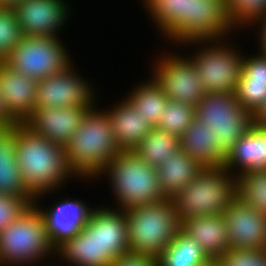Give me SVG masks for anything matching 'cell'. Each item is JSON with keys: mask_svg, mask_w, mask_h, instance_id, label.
<instances>
[{"mask_svg": "<svg viewBox=\"0 0 266 266\" xmlns=\"http://www.w3.org/2000/svg\"><path fill=\"white\" fill-rule=\"evenodd\" d=\"M13 128L18 136L16 153L26 190L35 197L60 186L71 173L65 147L33 133L22 122Z\"/></svg>", "mask_w": 266, "mask_h": 266, "instance_id": "1", "label": "cell"}, {"mask_svg": "<svg viewBox=\"0 0 266 266\" xmlns=\"http://www.w3.org/2000/svg\"><path fill=\"white\" fill-rule=\"evenodd\" d=\"M120 151L108 113L89 109L65 146L66 163L74 175L93 176L102 173Z\"/></svg>", "mask_w": 266, "mask_h": 266, "instance_id": "2", "label": "cell"}, {"mask_svg": "<svg viewBox=\"0 0 266 266\" xmlns=\"http://www.w3.org/2000/svg\"><path fill=\"white\" fill-rule=\"evenodd\" d=\"M130 251L158 258L181 230L171 198L123 210Z\"/></svg>", "mask_w": 266, "mask_h": 266, "instance_id": "3", "label": "cell"}, {"mask_svg": "<svg viewBox=\"0 0 266 266\" xmlns=\"http://www.w3.org/2000/svg\"><path fill=\"white\" fill-rule=\"evenodd\" d=\"M228 170L203 168L171 199L180 222L196 216L221 215L236 198V181Z\"/></svg>", "mask_w": 266, "mask_h": 266, "instance_id": "4", "label": "cell"}, {"mask_svg": "<svg viewBox=\"0 0 266 266\" xmlns=\"http://www.w3.org/2000/svg\"><path fill=\"white\" fill-rule=\"evenodd\" d=\"M105 170L110 174L113 191L115 189L122 210L166 198L161 190L157 168L151 167L134 151H120L102 172Z\"/></svg>", "mask_w": 266, "mask_h": 266, "instance_id": "5", "label": "cell"}, {"mask_svg": "<svg viewBox=\"0 0 266 266\" xmlns=\"http://www.w3.org/2000/svg\"><path fill=\"white\" fill-rule=\"evenodd\" d=\"M195 116L226 156L254 123V114L241 106L233 92L205 93Z\"/></svg>", "mask_w": 266, "mask_h": 266, "instance_id": "6", "label": "cell"}, {"mask_svg": "<svg viewBox=\"0 0 266 266\" xmlns=\"http://www.w3.org/2000/svg\"><path fill=\"white\" fill-rule=\"evenodd\" d=\"M35 203L0 232V264H25L42 258L52 248L45 217ZM30 261V262H29Z\"/></svg>", "mask_w": 266, "mask_h": 266, "instance_id": "7", "label": "cell"}, {"mask_svg": "<svg viewBox=\"0 0 266 266\" xmlns=\"http://www.w3.org/2000/svg\"><path fill=\"white\" fill-rule=\"evenodd\" d=\"M3 62L18 73L39 81L62 72L70 60L56 37L23 36Z\"/></svg>", "mask_w": 266, "mask_h": 266, "instance_id": "8", "label": "cell"}, {"mask_svg": "<svg viewBox=\"0 0 266 266\" xmlns=\"http://www.w3.org/2000/svg\"><path fill=\"white\" fill-rule=\"evenodd\" d=\"M215 47L200 51L191 61L206 93H235L243 58L230 48Z\"/></svg>", "mask_w": 266, "mask_h": 266, "instance_id": "9", "label": "cell"}, {"mask_svg": "<svg viewBox=\"0 0 266 266\" xmlns=\"http://www.w3.org/2000/svg\"><path fill=\"white\" fill-rule=\"evenodd\" d=\"M224 0H189L188 18L170 35L176 41H206L231 29Z\"/></svg>", "mask_w": 266, "mask_h": 266, "instance_id": "10", "label": "cell"}, {"mask_svg": "<svg viewBox=\"0 0 266 266\" xmlns=\"http://www.w3.org/2000/svg\"><path fill=\"white\" fill-rule=\"evenodd\" d=\"M159 64L154 79L162 87L168 100L196 107L206 92L191 59L168 56Z\"/></svg>", "mask_w": 266, "mask_h": 266, "instance_id": "11", "label": "cell"}, {"mask_svg": "<svg viewBox=\"0 0 266 266\" xmlns=\"http://www.w3.org/2000/svg\"><path fill=\"white\" fill-rule=\"evenodd\" d=\"M70 67L38 81L35 108H93L91 88Z\"/></svg>", "mask_w": 266, "mask_h": 266, "instance_id": "12", "label": "cell"}, {"mask_svg": "<svg viewBox=\"0 0 266 266\" xmlns=\"http://www.w3.org/2000/svg\"><path fill=\"white\" fill-rule=\"evenodd\" d=\"M231 249L266 250V216L237 197L223 213Z\"/></svg>", "mask_w": 266, "mask_h": 266, "instance_id": "13", "label": "cell"}, {"mask_svg": "<svg viewBox=\"0 0 266 266\" xmlns=\"http://www.w3.org/2000/svg\"><path fill=\"white\" fill-rule=\"evenodd\" d=\"M89 109L93 108H34L22 123L33 133L65 147Z\"/></svg>", "mask_w": 266, "mask_h": 266, "instance_id": "14", "label": "cell"}, {"mask_svg": "<svg viewBox=\"0 0 266 266\" xmlns=\"http://www.w3.org/2000/svg\"><path fill=\"white\" fill-rule=\"evenodd\" d=\"M13 10L23 36L29 37H57L68 12L62 0H24Z\"/></svg>", "mask_w": 266, "mask_h": 266, "instance_id": "15", "label": "cell"}, {"mask_svg": "<svg viewBox=\"0 0 266 266\" xmlns=\"http://www.w3.org/2000/svg\"><path fill=\"white\" fill-rule=\"evenodd\" d=\"M120 211L108 208L95 209L90 212L87 222L83 226L96 238L101 248L106 250L113 260L130 251L127 219L124 211L121 209Z\"/></svg>", "mask_w": 266, "mask_h": 266, "instance_id": "16", "label": "cell"}, {"mask_svg": "<svg viewBox=\"0 0 266 266\" xmlns=\"http://www.w3.org/2000/svg\"><path fill=\"white\" fill-rule=\"evenodd\" d=\"M37 85V80L0 61V92L6 109L17 122H22L34 111Z\"/></svg>", "mask_w": 266, "mask_h": 266, "instance_id": "17", "label": "cell"}, {"mask_svg": "<svg viewBox=\"0 0 266 266\" xmlns=\"http://www.w3.org/2000/svg\"><path fill=\"white\" fill-rule=\"evenodd\" d=\"M181 231L193 239L211 260H217L231 249L223 214L188 218L181 222Z\"/></svg>", "mask_w": 266, "mask_h": 266, "instance_id": "18", "label": "cell"}, {"mask_svg": "<svg viewBox=\"0 0 266 266\" xmlns=\"http://www.w3.org/2000/svg\"><path fill=\"white\" fill-rule=\"evenodd\" d=\"M241 167V174L250 171H266V125L254 122L227 154L223 167ZM239 164V165H238Z\"/></svg>", "mask_w": 266, "mask_h": 266, "instance_id": "19", "label": "cell"}, {"mask_svg": "<svg viewBox=\"0 0 266 266\" xmlns=\"http://www.w3.org/2000/svg\"><path fill=\"white\" fill-rule=\"evenodd\" d=\"M87 209L81 201L68 200L53 207L49 212L41 211L45 217L51 244L55 248L82 229L91 212V209Z\"/></svg>", "mask_w": 266, "mask_h": 266, "instance_id": "20", "label": "cell"}, {"mask_svg": "<svg viewBox=\"0 0 266 266\" xmlns=\"http://www.w3.org/2000/svg\"><path fill=\"white\" fill-rule=\"evenodd\" d=\"M17 143L18 136L14 128L0 129V194L17 195L31 205L35 200L22 180L16 153Z\"/></svg>", "mask_w": 266, "mask_h": 266, "instance_id": "21", "label": "cell"}, {"mask_svg": "<svg viewBox=\"0 0 266 266\" xmlns=\"http://www.w3.org/2000/svg\"><path fill=\"white\" fill-rule=\"evenodd\" d=\"M107 112L121 151H133L153 128L126 100Z\"/></svg>", "mask_w": 266, "mask_h": 266, "instance_id": "22", "label": "cell"}, {"mask_svg": "<svg viewBox=\"0 0 266 266\" xmlns=\"http://www.w3.org/2000/svg\"><path fill=\"white\" fill-rule=\"evenodd\" d=\"M202 126V120L195 117L193 123L179 138L180 149L203 168L221 167L226 155L217 146V140H213Z\"/></svg>", "mask_w": 266, "mask_h": 266, "instance_id": "23", "label": "cell"}, {"mask_svg": "<svg viewBox=\"0 0 266 266\" xmlns=\"http://www.w3.org/2000/svg\"><path fill=\"white\" fill-rule=\"evenodd\" d=\"M203 169L181 149L157 168L160 186L166 198L181 191Z\"/></svg>", "mask_w": 266, "mask_h": 266, "instance_id": "24", "label": "cell"}, {"mask_svg": "<svg viewBox=\"0 0 266 266\" xmlns=\"http://www.w3.org/2000/svg\"><path fill=\"white\" fill-rule=\"evenodd\" d=\"M56 248L67 261L77 266H109L113 261L84 227Z\"/></svg>", "mask_w": 266, "mask_h": 266, "instance_id": "25", "label": "cell"}, {"mask_svg": "<svg viewBox=\"0 0 266 266\" xmlns=\"http://www.w3.org/2000/svg\"><path fill=\"white\" fill-rule=\"evenodd\" d=\"M180 150L177 136L153 127L146 137L133 150L143 161L153 168H158L169 156Z\"/></svg>", "mask_w": 266, "mask_h": 266, "instance_id": "26", "label": "cell"}, {"mask_svg": "<svg viewBox=\"0 0 266 266\" xmlns=\"http://www.w3.org/2000/svg\"><path fill=\"white\" fill-rule=\"evenodd\" d=\"M157 259L158 266H204L212 261L201 247L181 230Z\"/></svg>", "mask_w": 266, "mask_h": 266, "instance_id": "27", "label": "cell"}, {"mask_svg": "<svg viewBox=\"0 0 266 266\" xmlns=\"http://www.w3.org/2000/svg\"><path fill=\"white\" fill-rule=\"evenodd\" d=\"M127 99L138 114H141L145 119V122H148L152 127L157 126V122L164 114L168 103L166 94L155 79L141 85V87L139 86Z\"/></svg>", "mask_w": 266, "mask_h": 266, "instance_id": "28", "label": "cell"}, {"mask_svg": "<svg viewBox=\"0 0 266 266\" xmlns=\"http://www.w3.org/2000/svg\"><path fill=\"white\" fill-rule=\"evenodd\" d=\"M239 176L236 178V197L266 216V171H250Z\"/></svg>", "mask_w": 266, "mask_h": 266, "instance_id": "29", "label": "cell"}, {"mask_svg": "<svg viewBox=\"0 0 266 266\" xmlns=\"http://www.w3.org/2000/svg\"><path fill=\"white\" fill-rule=\"evenodd\" d=\"M154 20L170 36L187 18L189 0H145Z\"/></svg>", "mask_w": 266, "mask_h": 266, "instance_id": "30", "label": "cell"}, {"mask_svg": "<svg viewBox=\"0 0 266 266\" xmlns=\"http://www.w3.org/2000/svg\"><path fill=\"white\" fill-rule=\"evenodd\" d=\"M195 117V107L192 105L168 100L164 114L158 120L156 127L180 138Z\"/></svg>", "mask_w": 266, "mask_h": 266, "instance_id": "31", "label": "cell"}, {"mask_svg": "<svg viewBox=\"0 0 266 266\" xmlns=\"http://www.w3.org/2000/svg\"><path fill=\"white\" fill-rule=\"evenodd\" d=\"M226 14L233 26L266 15V0H226Z\"/></svg>", "mask_w": 266, "mask_h": 266, "instance_id": "32", "label": "cell"}, {"mask_svg": "<svg viewBox=\"0 0 266 266\" xmlns=\"http://www.w3.org/2000/svg\"><path fill=\"white\" fill-rule=\"evenodd\" d=\"M23 34L13 9L0 8V61L22 39Z\"/></svg>", "mask_w": 266, "mask_h": 266, "instance_id": "33", "label": "cell"}, {"mask_svg": "<svg viewBox=\"0 0 266 266\" xmlns=\"http://www.w3.org/2000/svg\"><path fill=\"white\" fill-rule=\"evenodd\" d=\"M235 94L241 106L255 114L266 101V81L239 79Z\"/></svg>", "mask_w": 266, "mask_h": 266, "instance_id": "34", "label": "cell"}, {"mask_svg": "<svg viewBox=\"0 0 266 266\" xmlns=\"http://www.w3.org/2000/svg\"><path fill=\"white\" fill-rule=\"evenodd\" d=\"M216 262L219 266H266V250H228Z\"/></svg>", "mask_w": 266, "mask_h": 266, "instance_id": "35", "label": "cell"}, {"mask_svg": "<svg viewBox=\"0 0 266 266\" xmlns=\"http://www.w3.org/2000/svg\"><path fill=\"white\" fill-rule=\"evenodd\" d=\"M30 204L22 197L0 194V232L15 221Z\"/></svg>", "mask_w": 266, "mask_h": 266, "instance_id": "36", "label": "cell"}, {"mask_svg": "<svg viewBox=\"0 0 266 266\" xmlns=\"http://www.w3.org/2000/svg\"><path fill=\"white\" fill-rule=\"evenodd\" d=\"M240 79L266 81V55L243 58Z\"/></svg>", "mask_w": 266, "mask_h": 266, "instance_id": "37", "label": "cell"}, {"mask_svg": "<svg viewBox=\"0 0 266 266\" xmlns=\"http://www.w3.org/2000/svg\"><path fill=\"white\" fill-rule=\"evenodd\" d=\"M109 266H158V259L152 255L129 251L115 257Z\"/></svg>", "mask_w": 266, "mask_h": 266, "instance_id": "38", "label": "cell"}, {"mask_svg": "<svg viewBox=\"0 0 266 266\" xmlns=\"http://www.w3.org/2000/svg\"><path fill=\"white\" fill-rule=\"evenodd\" d=\"M17 121L10 115L6 109L2 94L0 92V129L13 128Z\"/></svg>", "mask_w": 266, "mask_h": 266, "instance_id": "39", "label": "cell"}, {"mask_svg": "<svg viewBox=\"0 0 266 266\" xmlns=\"http://www.w3.org/2000/svg\"><path fill=\"white\" fill-rule=\"evenodd\" d=\"M254 122L266 125V101L260 109L254 114Z\"/></svg>", "mask_w": 266, "mask_h": 266, "instance_id": "40", "label": "cell"}, {"mask_svg": "<svg viewBox=\"0 0 266 266\" xmlns=\"http://www.w3.org/2000/svg\"><path fill=\"white\" fill-rule=\"evenodd\" d=\"M262 21H263V25H262V39H261V44H262V46H261V48L263 49L262 50V53L261 54H263V55H266V15L264 16V17H262Z\"/></svg>", "mask_w": 266, "mask_h": 266, "instance_id": "41", "label": "cell"}, {"mask_svg": "<svg viewBox=\"0 0 266 266\" xmlns=\"http://www.w3.org/2000/svg\"><path fill=\"white\" fill-rule=\"evenodd\" d=\"M22 1L24 0H0V8L13 9L15 6H17Z\"/></svg>", "mask_w": 266, "mask_h": 266, "instance_id": "42", "label": "cell"}, {"mask_svg": "<svg viewBox=\"0 0 266 266\" xmlns=\"http://www.w3.org/2000/svg\"><path fill=\"white\" fill-rule=\"evenodd\" d=\"M204 266H219V264L216 262V260H212V261H210L208 264H206Z\"/></svg>", "mask_w": 266, "mask_h": 266, "instance_id": "43", "label": "cell"}]
</instances>
